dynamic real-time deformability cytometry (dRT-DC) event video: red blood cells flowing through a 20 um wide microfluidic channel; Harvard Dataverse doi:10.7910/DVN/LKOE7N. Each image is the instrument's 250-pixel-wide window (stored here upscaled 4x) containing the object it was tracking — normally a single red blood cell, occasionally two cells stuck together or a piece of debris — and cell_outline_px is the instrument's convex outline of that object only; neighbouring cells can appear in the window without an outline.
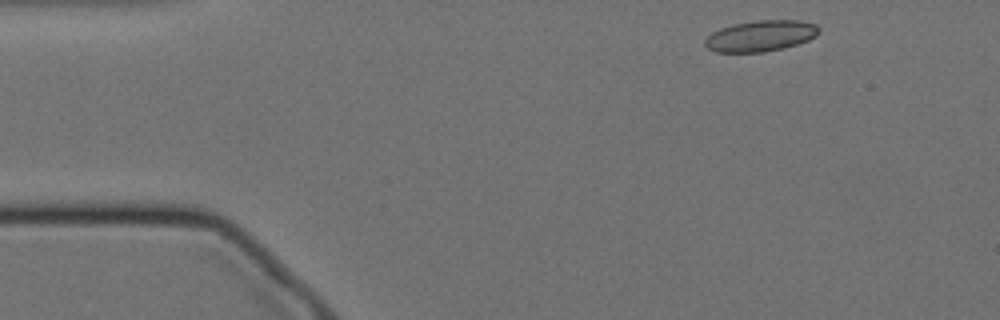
{"species": "Egyptian fruit bat (a non-hibernating species)", "species_latin": "Rousettus aegyptiacus", "temperature_condition": "cold", "stored_images_in_passage": 51, "camera_frame_rate_fps": 3000, "um_per_image_px": 0.085, "animal": {"sex": "female"}, "frame": {"image": 1, "passage_image": 1, "time_ms": 0.0, "image_size_px": [1000, 320], "cell_outline_px": [[820, 32], [816, 36], [808, 40], [784, 48], [764, 52], [716, 52], [708, 48], [704, 44], [704, 40], [712, 32], [720, 28], [732, 24], [756, 20], [800, 20], [816, 24], [820, 28]], "centroid_in_image_um": [64.66, 3.04], "position_along_channel_um": 20.3, "area_um2": 20.75}}
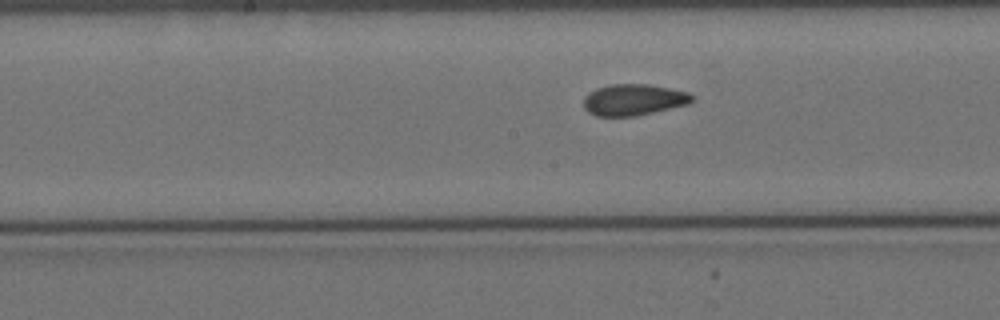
{"frame": {"image": 2, "passage_image": 22, "time_ms": 7.0, "image_size_px": [1000, 320], "cell_outline_px": [[696, 100], [688, 104], [636, 116], [596, 116], [588, 112], [584, 108], [584, 96], [588, 92], [596, 88], [612, 84], [648, 84], [688, 92], [696, 96]], "centroid_in_image_um": [53.87, 8.48], "position_along_channel_um": 194.3, "area_um2": 19.94}}
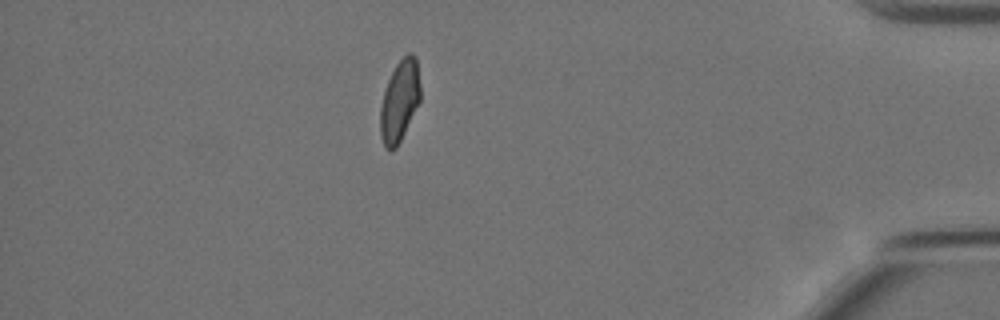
{"frame": {"image": 3, "passage_image": 44, "time_ms": 14.333, "image_size_px": [1000, 320], "cell_outline_px": [[420, 100], [396, 148], [384, 148], [380, 136], [380, 108], [384, 92], [388, 80], [396, 64], [408, 52], [412, 52], [416, 56], [420, 84]], "centroid_in_image_um": [33.96, 8.55], "position_along_channel_um": 401.2, "area_um2": 18.79}, "authors_computed_cell_mechanics": {"area_um2": 19.8832, "velocity_mm_per_s": 3.4815, "shape_relaxation_time_tau1_ms": null, "shape_relaxation_time_tau2_ms": 1.537, "deformation_change_tau1": null, "deformation_change_tau2": 0.0579}}